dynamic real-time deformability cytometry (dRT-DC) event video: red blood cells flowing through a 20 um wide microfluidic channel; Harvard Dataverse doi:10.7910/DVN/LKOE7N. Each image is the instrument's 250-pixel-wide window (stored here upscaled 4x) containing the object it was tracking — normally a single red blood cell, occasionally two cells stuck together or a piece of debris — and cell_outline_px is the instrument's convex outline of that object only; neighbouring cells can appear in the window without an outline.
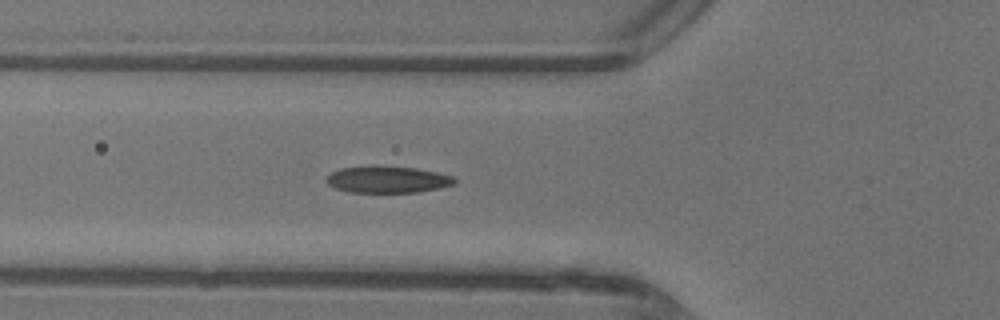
{"species": "common noctule bat (a hibernating species)", "species_latin": "Nyctalus noctula", "temperature_condition": "warm", "stored_images_in_passage": 30, "camera_frame_rate_fps": 3000, "um_per_image_px": 0.085, "animal": {"sex": "female"}, "frame": {"image": 1, "passage_image": 2, "time_ms": 0.333, "image_size_px": [1000, 320], "cell_outline_px": [[456, 180], [452, 184], [436, 188], [416, 192], [348, 192], [336, 188], [328, 184], [324, 180], [332, 172], [340, 168], [368, 164], [380, 164], [416, 168], [436, 172], [452, 176]], "centroid_in_image_um": [32.85, 15.22], "position_along_channel_um": 92.9, "area_um2": 20.23}}
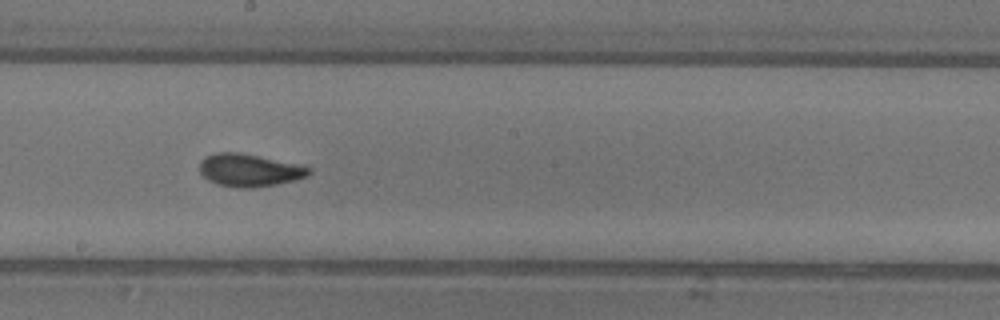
{"frame": {"image": 2, "passage_image": 11, "time_ms": 3.333, "image_size_px": [1000, 320], "cell_outline_px": [[312, 172], [308, 176], [296, 180], [276, 184], [252, 188], [236, 188], [216, 184], [208, 180], [200, 172], [200, 160], [204, 156], [216, 152], [240, 152], [296, 164], [312, 168]], "centroid_in_image_um": [21.17, 14.47], "position_along_channel_um": 227.0, "area_um2": 20.92}}
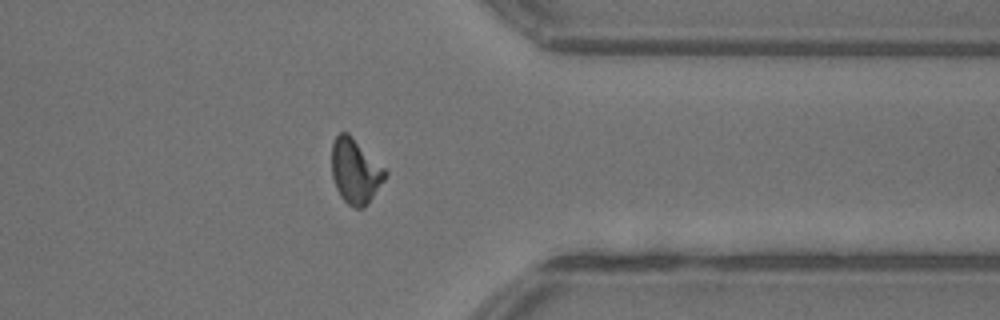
{"frame": {"image": 3, "passage_image": 22, "time_ms": 7.0, "image_size_px": [1000, 320], "cell_outline_px": [[388, 172], [384, 180], [368, 204], [364, 208], [356, 208], [348, 204], [340, 196], [336, 188], [332, 176], [332, 144], [336, 136], [340, 132], [348, 132]], "centroid_in_image_um": [30.19, 14.56], "position_along_channel_um": 381.2, "area_um2": 20.06}}